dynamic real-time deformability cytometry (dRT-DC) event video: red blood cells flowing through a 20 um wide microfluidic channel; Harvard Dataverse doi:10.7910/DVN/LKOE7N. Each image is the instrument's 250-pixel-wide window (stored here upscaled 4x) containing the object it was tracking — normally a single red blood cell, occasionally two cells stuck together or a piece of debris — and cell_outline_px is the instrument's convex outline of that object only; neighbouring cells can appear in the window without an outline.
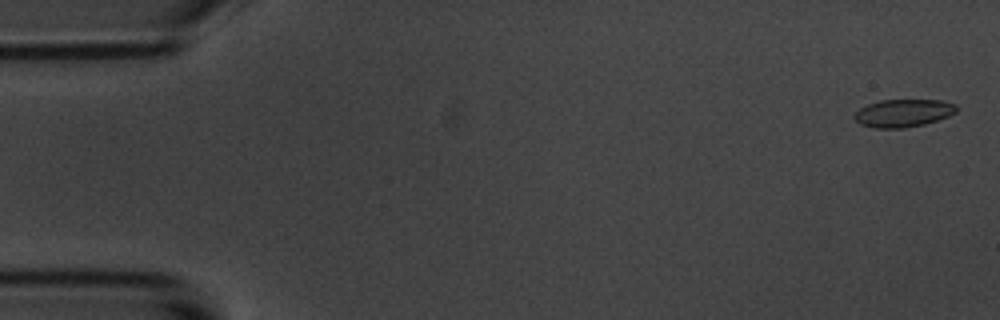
{"species": "common noctule bat (a hibernating species)", "species_latin": "Nyctalus noctula", "temperature_condition": "room temperature", "stored_images_in_passage": 57, "camera_frame_rate_fps": 3000, "um_per_image_px": 0.085, "animal": {"sex": "male", "body_mass_g": 20.1, "forearm_length_mm": 53.5}, "frame": {"image": 1, "passage_image": 2, "time_ms": 0.333, "image_size_px": [1000, 320], "cell_outline_px": [[956, 112], [948, 116], [924, 124], [904, 128], [876, 128], [860, 124], [852, 116], [860, 108], [868, 104], [880, 100], [940, 100], [956, 104]], "centroid_in_image_um": [76.76, 9.61], "position_along_channel_um": 8.2, "area_um2": 16.42}}
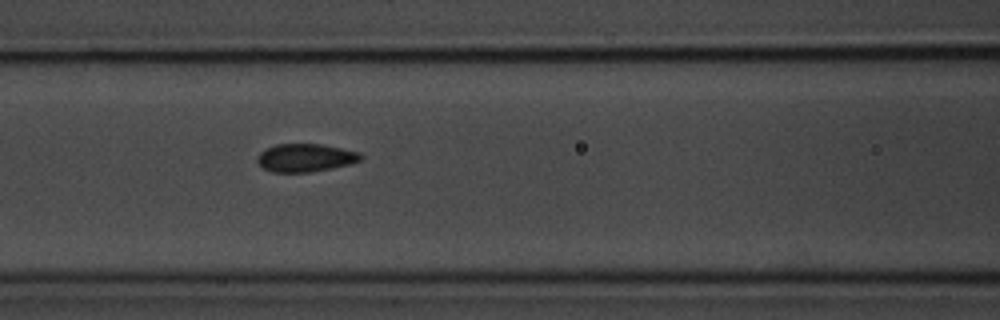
{"frame": {"image": 2, "passage_image": 24, "time_ms": 7.667, "image_size_px": [1000, 320], "cell_outline_px": [[364, 156], [360, 160], [348, 164], [332, 168], [308, 172], [272, 172], [264, 168], [256, 160], [256, 156], [260, 152], [276, 144], [320, 144], [360, 152]], "centroid_in_image_um": [25.95, 13.4], "position_along_channel_um": 140.7, "area_um2": 16.76}}
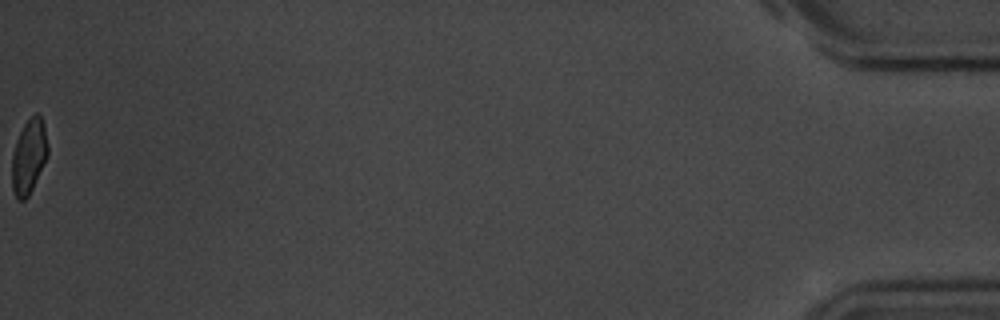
{"frame": {"image": 3, "passage_image": 57, "time_ms": 18.667, "image_size_px": [1000, 320], "cell_outline_px": [[48, 156], [28, 196], [24, 200], [16, 200], [12, 188], [12, 152], [16, 140], [24, 124], [36, 112], [40, 116], [44, 124], [48, 144]], "centroid_in_image_um": [2.45, 13.3], "position_along_channel_um": 432.8, "area_um2": 15.61}, "authors_computed_cell_mechanics": {"area_um2": 16.8198, "velocity_mm_per_s": 3.5816, "shape_relaxation_time_tau1_ms": null, "shape_relaxation_time_tau2_ms": 0.8985, "deformation_change_tau1": null, "deformation_change_tau2": 0.0436}}